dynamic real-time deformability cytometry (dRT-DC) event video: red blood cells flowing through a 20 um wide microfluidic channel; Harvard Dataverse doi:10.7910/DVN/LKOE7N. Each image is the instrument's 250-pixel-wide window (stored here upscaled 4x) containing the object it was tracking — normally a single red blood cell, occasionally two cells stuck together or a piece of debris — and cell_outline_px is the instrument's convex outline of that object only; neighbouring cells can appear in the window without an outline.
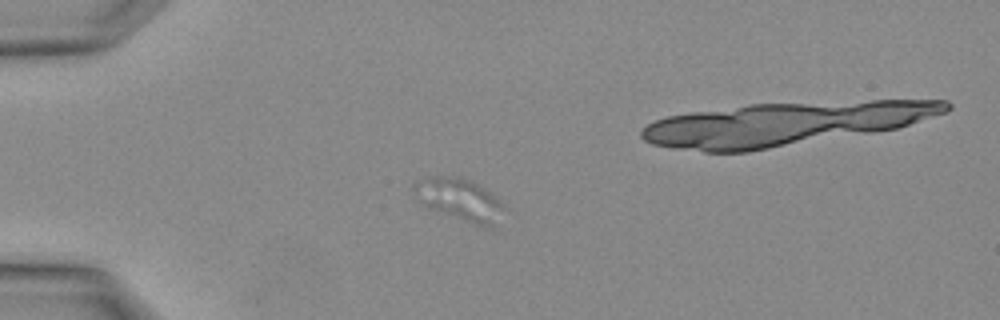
{"species": "Egyptian fruit bat (a non-hibernating species)", "species_latin": "Rousettus aegyptiacus", "temperature_condition": "warm", "stored_images_in_passage": 6, "camera_frame_rate_fps": 3000, "um_per_image_px": 0.085, "animal": {"sex": "female"}, "frame": {"image": 1, "passage_image": 3, "time_ms": 0.667, "image_size_px": [1000, 320], "cell_outline_px": [[504, 208], [492, 228], [484, 228], [424, 208], [420, 204], [412, 188], [412, 184], [432, 176], [460, 176], [476, 184], [500, 200], [504, 204]], "centroid_in_image_um": [39.01, 17.0], "position_along_channel_um": 46.0, "area_um2": 22.31}}
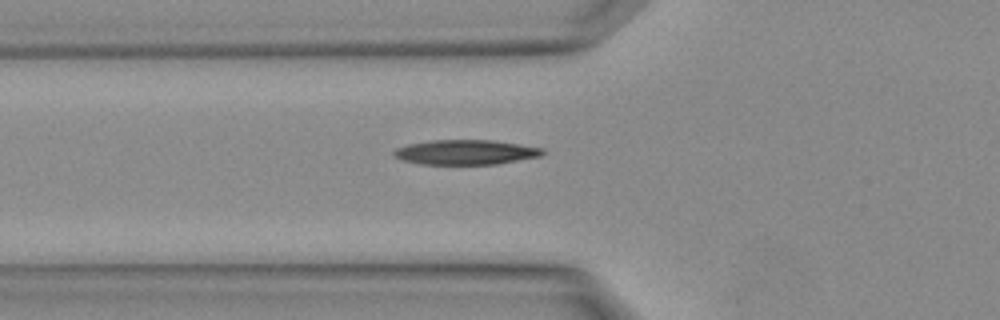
{"frame": {"image": 2, "passage_image": 6, "time_ms": 1.667, "image_size_px": [1000, 320], "cell_outline_px": [[544, 152], [540, 156], [496, 164], [420, 164], [404, 160], [396, 156], [392, 152], [396, 148], [408, 144], [432, 140], [492, 140], [544, 148]], "centroid_in_image_um": [39.58, 12.93], "position_along_channel_um": 86.2, "area_um2": 21.27}}